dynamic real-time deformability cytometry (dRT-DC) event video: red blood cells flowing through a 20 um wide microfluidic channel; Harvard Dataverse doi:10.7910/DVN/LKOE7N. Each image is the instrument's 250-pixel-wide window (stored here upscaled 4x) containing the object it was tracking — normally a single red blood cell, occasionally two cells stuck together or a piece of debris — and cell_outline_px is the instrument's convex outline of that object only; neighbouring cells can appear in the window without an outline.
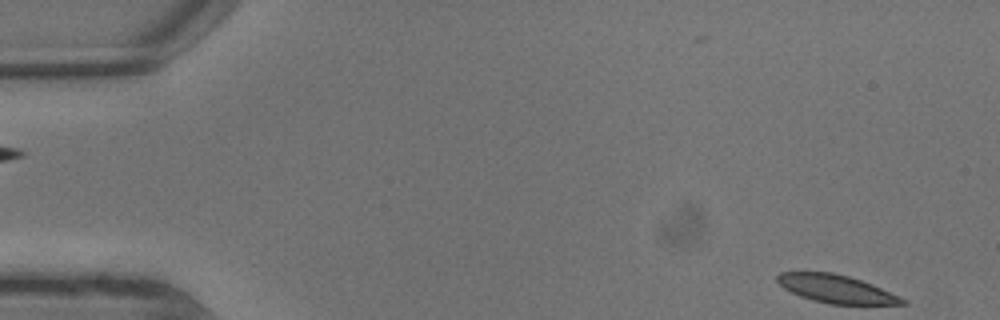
{"species": "common noctule bat (a hibernating species)", "species_latin": "Nyctalus noctula", "temperature_condition": "warm", "stored_images_in_passage": 6, "segment_of_instrument_passage": [2, 2], "camera_frame_rate_fps": 3000, "um_per_image_px": 0.085, "animal": {"sex": "male", "body_mass_g": 13.3}, "frame": {"image": 1, "passage_image": 6, "time_ms": 1.667, "image_size_px": [1000, 320], "cell_outline_px": [[908, 304], [828, 304], [812, 300], [800, 296], [784, 288], [776, 280], [776, 276], [780, 272], [832, 272], [848, 276], [872, 284], [900, 296], [908, 300]], "centroid_in_image_um": [71.09, 24.56], "position_along_channel_um": 13.9, "area_um2": 20.4}}